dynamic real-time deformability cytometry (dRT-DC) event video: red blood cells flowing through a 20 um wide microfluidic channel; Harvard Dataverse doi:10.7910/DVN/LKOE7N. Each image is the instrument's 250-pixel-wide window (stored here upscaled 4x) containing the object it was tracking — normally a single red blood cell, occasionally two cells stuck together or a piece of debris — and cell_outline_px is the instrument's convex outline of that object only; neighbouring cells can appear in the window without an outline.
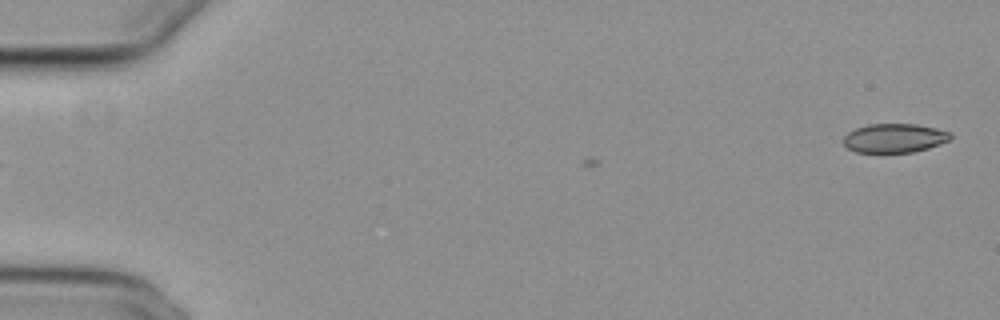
{"species": "common noctule bat (a hibernating species)", "species_latin": "Nyctalus noctula", "temperature_condition": "cold", "stored_images_in_passage": 6, "camera_frame_rate_fps": 3000, "um_per_image_px": 0.085, "animal": {"sex": "female", "body_mass_g": 29.2, "forearm_length_mm": 56.3}, "frame": {"image": 1, "passage_image": 6, "time_ms": 1.667, "image_size_px": [1000, 320], "cell_outline_px": [[952, 136], [948, 140], [940, 144], [928, 148], [912, 152], [856, 152], [848, 148], [844, 144], [844, 136], [848, 132], [856, 128], [868, 124], [916, 124], [936, 128], [952, 132]], "centroid_in_image_um": [76.04, 11.73], "position_along_channel_um": 9.0, "area_um2": 18.03}}